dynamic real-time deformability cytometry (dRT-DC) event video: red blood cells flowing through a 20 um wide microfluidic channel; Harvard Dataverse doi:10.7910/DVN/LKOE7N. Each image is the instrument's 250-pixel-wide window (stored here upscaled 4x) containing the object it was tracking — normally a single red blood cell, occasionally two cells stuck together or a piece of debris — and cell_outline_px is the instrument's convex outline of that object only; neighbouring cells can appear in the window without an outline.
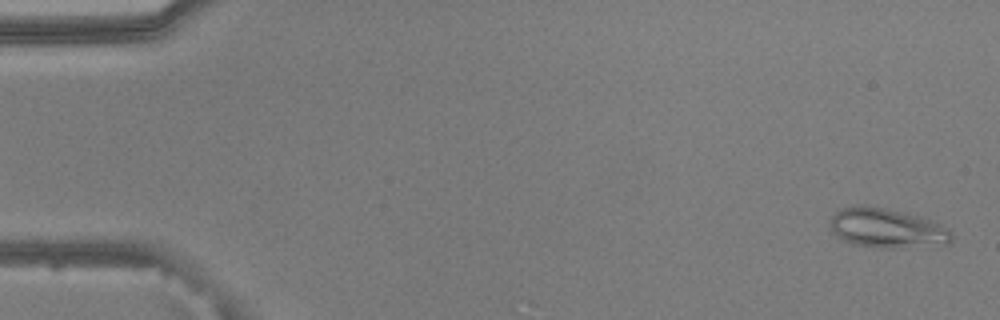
{"species": "common noctule bat (a hibernating species)", "species_latin": "Nyctalus noctula", "temperature_condition": "warm", "stored_images_in_passage": 53, "camera_frame_rate_fps": 3000, "um_per_image_px": 0.085, "animal": {"sex": "male", "body_mass_g": 20.5, "forearm_length_mm": 52.5}, "frame": {"image": 1, "passage_image": 2, "time_ms": 0.333, "image_size_px": [1000, 320], "cell_outline_px": [[952, 240], [948, 244], [896, 248], [876, 248], [852, 244], [836, 236], [832, 232], [832, 216], [840, 208], [856, 204], [860, 204], [888, 208], [920, 216], [940, 224], [952, 236]], "centroid_in_image_um": [75.35, 19.38], "position_along_channel_um": 9.7, "area_um2": 28.03}}
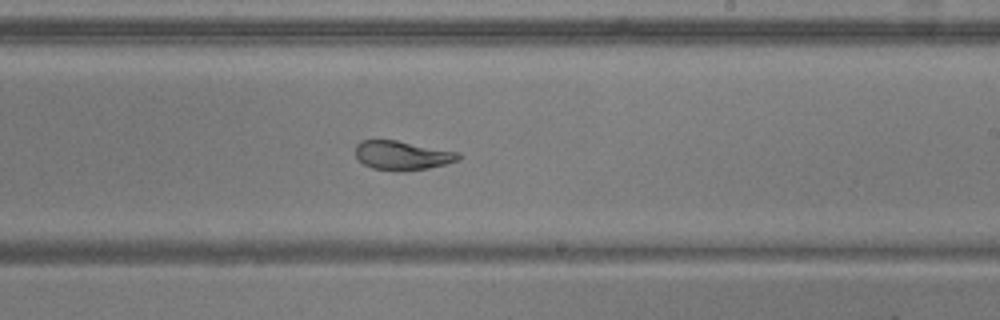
{"frame": {"image": 2, "passage_image": 32, "time_ms": 10.333, "image_size_px": [1000, 320], "cell_outline_px": [[460, 160], [428, 168], [372, 168], [364, 164], [356, 156], [356, 144], [360, 140], [396, 140], [460, 152]], "centroid_in_image_um": [34.21, 13.15], "position_along_channel_um": 254.8, "area_um2": 16.7}}
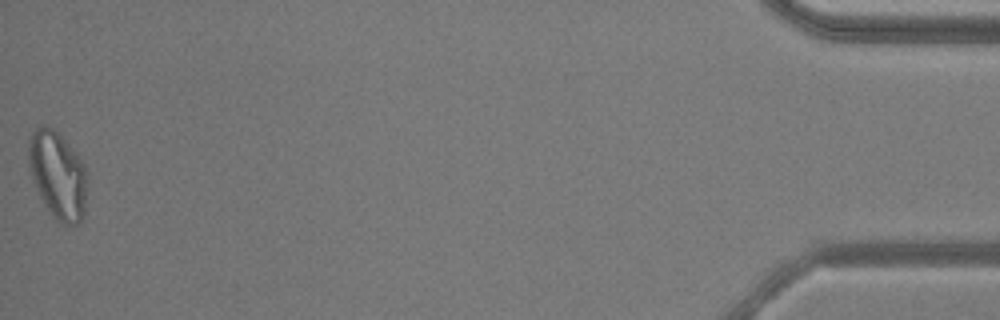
{"frame": {"image": 3, "passage_image": 53, "time_ms": 17.333, "image_size_px": [1000, 320], "cell_outline_px": [[88, 176], [84, 212], [80, 220], [76, 224], [64, 224], [56, 220], [52, 216], [40, 196], [32, 180], [28, 164], [28, 140], [32, 132], [40, 124], [44, 124], [52, 128], [68, 144], [84, 164], [88, 172]], "centroid_in_image_um": [4.9, 14.86], "position_along_channel_um": 430.3, "area_um2": 29.94}, "authors_computed_cell_mechanics": {"area_um2": 21.5016, "velocity_mm_per_s": 3.8529, "shape_relaxation_time_tau1_ms": 7.8908, "shape_relaxation_time_tau2_ms": 1.2137, "deformation_change_tau1": 0.2324, "deformation_change_tau2": 0.0946}}